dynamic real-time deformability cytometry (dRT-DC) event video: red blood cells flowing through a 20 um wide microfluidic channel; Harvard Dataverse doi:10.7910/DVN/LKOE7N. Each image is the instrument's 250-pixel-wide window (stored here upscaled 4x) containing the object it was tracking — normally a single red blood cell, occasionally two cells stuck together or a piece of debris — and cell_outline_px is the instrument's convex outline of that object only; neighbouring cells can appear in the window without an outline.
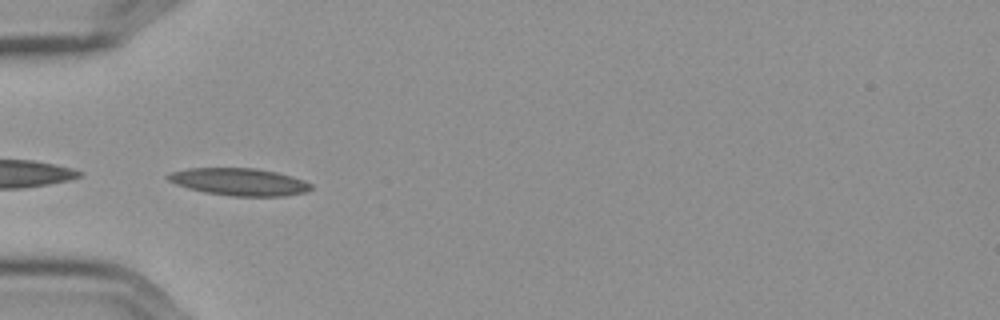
{"species": "Egyptian fruit bat (a non-hibernating species)", "species_latin": "Rousettus aegyptiacus", "temperature_condition": "cold", "stored_images_in_passage": 5, "camera_frame_rate_fps": 3000, "um_per_image_px": 0.085, "frame": {"image": 1, "passage_image": 4, "time_ms": 1.0, "image_size_px": [1000, 320], "cell_outline_px": [[312, 188], [304, 192], [284, 196], [232, 196], [204, 192], [188, 188], [176, 184], [168, 180], [164, 176], [168, 172], [188, 168], [256, 168], [276, 172], [292, 176], [304, 180], [312, 184]], "centroid_in_image_um": [20.3, 15.45], "position_along_channel_um": 64.7, "area_um2": 22.89}}
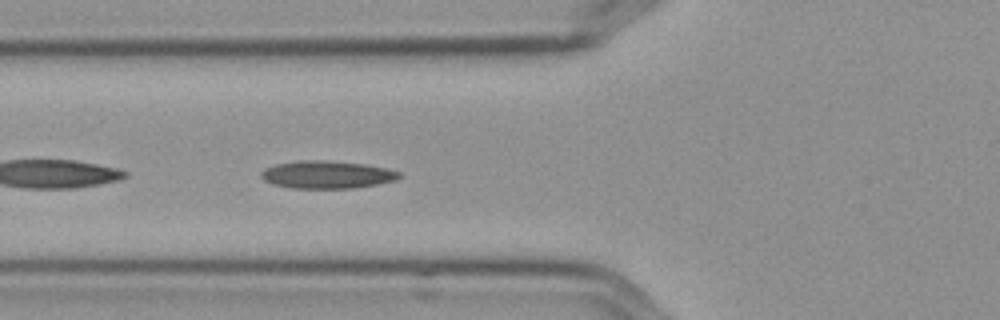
{"frame": {"image": 2, "passage_image": 5, "time_ms": 1.333, "image_size_px": [1000, 320], "cell_outline_px": [[404, 176], [396, 180], [376, 184], [352, 188], [292, 188], [272, 184], [264, 180], [260, 176], [260, 172], [264, 168], [276, 164], [300, 160], [324, 160], [368, 164], [388, 168], [400, 172]], "centroid_in_image_um": [27.81, 14.83], "position_along_channel_um": 98.0, "area_um2": 22.48}}